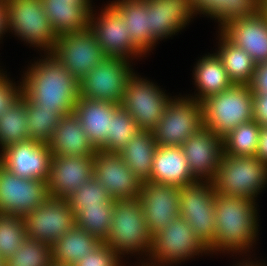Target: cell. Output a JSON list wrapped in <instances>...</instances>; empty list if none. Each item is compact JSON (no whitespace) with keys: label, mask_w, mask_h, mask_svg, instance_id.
Masks as SVG:
<instances>
[{"label":"cell","mask_w":267,"mask_h":266,"mask_svg":"<svg viewBox=\"0 0 267 266\" xmlns=\"http://www.w3.org/2000/svg\"><path fill=\"white\" fill-rule=\"evenodd\" d=\"M26 71L22 95L32 104L53 109L60 117L74 112L79 98V81L55 58L47 53Z\"/></svg>","instance_id":"6da1fadb"},{"label":"cell","mask_w":267,"mask_h":266,"mask_svg":"<svg viewBox=\"0 0 267 266\" xmlns=\"http://www.w3.org/2000/svg\"><path fill=\"white\" fill-rule=\"evenodd\" d=\"M256 202L247 197L216 193L215 223L216 236L208 248L211 252L248 251L256 241L258 218Z\"/></svg>","instance_id":"7a4b0ae2"},{"label":"cell","mask_w":267,"mask_h":266,"mask_svg":"<svg viewBox=\"0 0 267 266\" xmlns=\"http://www.w3.org/2000/svg\"><path fill=\"white\" fill-rule=\"evenodd\" d=\"M201 105L203 126L223 138L241 123L253 120L254 94L250 85L233 84Z\"/></svg>","instance_id":"3957f363"},{"label":"cell","mask_w":267,"mask_h":266,"mask_svg":"<svg viewBox=\"0 0 267 266\" xmlns=\"http://www.w3.org/2000/svg\"><path fill=\"white\" fill-rule=\"evenodd\" d=\"M215 192L255 198L267 183V164L255 156H231L223 154L212 181Z\"/></svg>","instance_id":"277c9868"},{"label":"cell","mask_w":267,"mask_h":266,"mask_svg":"<svg viewBox=\"0 0 267 266\" xmlns=\"http://www.w3.org/2000/svg\"><path fill=\"white\" fill-rule=\"evenodd\" d=\"M119 255L148 252L152 236L149 234L141 202L138 198L115 200L114 212L107 238L103 241Z\"/></svg>","instance_id":"5b68a950"},{"label":"cell","mask_w":267,"mask_h":266,"mask_svg":"<svg viewBox=\"0 0 267 266\" xmlns=\"http://www.w3.org/2000/svg\"><path fill=\"white\" fill-rule=\"evenodd\" d=\"M7 30L51 53L58 38L44 11L42 0H6Z\"/></svg>","instance_id":"8992f818"},{"label":"cell","mask_w":267,"mask_h":266,"mask_svg":"<svg viewBox=\"0 0 267 266\" xmlns=\"http://www.w3.org/2000/svg\"><path fill=\"white\" fill-rule=\"evenodd\" d=\"M215 196L213 183L209 181L180 187V217L187 221L207 248L214 243L216 236Z\"/></svg>","instance_id":"52a82bcc"},{"label":"cell","mask_w":267,"mask_h":266,"mask_svg":"<svg viewBox=\"0 0 267 266\" xmlns=\"http://www.w3.org/2000/svg\"><path fill=\"white\" fill-rule=\"evenodd\" d=\"M207 251L209 253L208 248L192 231L187 221L179 216L166 229L152 236L151 251L148 255L149 257L151 256V259H149L151 264L149 262L148 265L146 262L142 265L167 266V264L171 265V263H181L186 258L189 259V257L191 258L203 252L207 253Z\"/></svg>","instance_id":"ba28073f"},{"label":"cell","mask_w":267,"mask_h":266,"mask_svg":"<svg viewBox=\"0 0 267 266\" xmlns=\"http://www.w3.org/2000/svg\"><path fill=\"white\" fill-rule=\"evenodd\" d=\"M202 127L201 102L186 96L168 102L153 133L158 146H181Z\"/></svg>","instance_id":"9c48e42d"},{"label":"cell","mask_w":267,"mask_h":266,"mask_svg":"<svg viewBox=\"0 0 267 266\" xmlns=\"http://www.w3.org/2000/svg\"><path fill=\"white\" fill-rule=\"evenodd\" d=\"M130 66L123 58L105 57L79 81V96L121 104L133 75Z\"/></svg>","instance_id":"30bf717a"},{"label":"cell","mask_w":267,"mask_h":266,"mask_svg":"<svg viewBox=\"0 0 267 266\" xmlns=\"http://www.w3.org/2000/svg\"><path fill=\"white\" fill-rule=\"evenodd\" d=\"M171 100L152 82L137 77L128 79L121 106L130 114L140 130L153 131Z\"/></svg>","instance_id":"8fae6325"},{"label":"cell","mask_w":267,"mask_h":266,"mask_svg":"<svg viewBox=\"0 0 267 266\" xmlns=\"http://www.w3.org/2000/svg\"><path fill=\"white\" fill-rule=\"evenodd\" d=\"M51 53L78 81L105 58L90 28L58 36Z\"/></svg>","instance_id":"7c38bea8"},{"label":"cell","mask_w":267,"mask_h":266,"mask_svg":"<svg viewBox=\"0 0 267 266\" xmlns=\"http://www.w3.org/2000/svg\"><path fill=\"white\" fill-rule=\"evenodd\" d=\"M48 197L47 181L18 177L0 164V214L25 217Z\"/></svg>","instance_id":"4fadbf2b"},{"label":"cell","mask_w":267,"mask_h":266,"mask_svg":"<svg viewBox=\"0 0 267 266\" xmlns=\"http://www.w3.org/2000/svg\"><path fill=\"white\" fill-rule=\"evenodd\" d=\"M24 219L28 238L50 245L76 226L74 211L66 200L54 197H48Z\"/></svg>","instance_id":"5bb4252c"},{"label":"cell","mask_w":267,"mask_h":266,"mask_svg":"<svg viewBox=\"0 0 267 266\" xmlns=\"http://www.w3.org/2000/svg\"><path fill=\"white\" fill-rule=\"evenodd\" d=\"M90 15L89 28L94 33L105 57L123 58L142 56V52L133 44L130 32L120 14L110 5H106L96 18ZM94 22V23H93ZM131 55V56H130Z\"/></svg>","instance_id":"9a60e30c"},{"label":"cell","mask_w":267,"mask_h":266,"mask_svg":"<svg viewBox=\"0 0 267 266\" xmlns=\"http://www.w3.org/2000/svg\"><path fill=\"white\" fill-rule=\"evenodd\" d=\"M52 157L47 143L27 140L2 149L0 164L18 177L47 181Z\"/></svg>","instance_id":"2e32d148"},{"label":"cell","mask_w":267,"mask_h":266,"mask_svg":"<svg viewBox=\"0 0 267 266\" xmlns=\"http://www.w3.org/2000/svg\"><path fill=\"white\" fill-rule=\"evenodd\" d=\"M138 199L151 236L180 216V187L144 181Z\"/></svg>","instance_id":"e0dca14e"},{"label":"cell","mask_w":267,"mask_h":266,"mask_svg":"<svg viewBox=\"0 0 267 266\" xmlns=\"http://www.w3.org/2000/svg\"><path fill=\"white\" fill-rule=\"evenodd\" d=\"M93 175L112 199L139 198L143 182L134 175L118 153L97 150L94 155Z\"/></svg>","instance_id":"ac0fdd59"},{"label":"cell","mask_w":267,"mask_h":266,"mask_svg":"<svg viewBox=\"0 0 267 266\" xmlns=\"http://www.w3.org/2000/svg\"><path fill=\"white\" fill-rule=\"evenodd\" d=\"M181 148L193 177L197 181L205 179V181L212 182L223 155V138L203 126L193 136H190Z\"/></svg>","instance_id":"d6986e66"},{"label":"cell","mask_w":267,"mask_h":266,"mask_svg":"<svg viewBox=\"0 0 267 266\" xmlns=\"http://www.w3.org/2000/svg\"><path fill=\"white\" fill-rule=\"evenodd\" d=\"M94 156H53L47 180L49 197L65 199L92 176Z\"/></svg>","instance_id":"ffe728a7"},{"label":"cell","mask_w":267,"mask_h":266,"mask_svg":"<svg viewBox=\"0 0 267 266\" xmlns=\"http://www.w3.org/2000/svg\"><path fill=\"white\" fill-rule=\"evenodd\" d=\"M220 31L229 42L249 53L256 64L267 62V17L261 11L234 20Z\"/></svg>","instance_id":"44dd1931"},{"label":"cell","mask_w":267,"mask_h":266,"mask_svg":"<svg viewBox=\"0 0 267 266\" xmlns=\"http://www.w3.org/2000/svg\"><path fill=\"white\" fill-rule=\"evenodd\" d=\"M194 14L191 0H147L149 33L156 41L182 30Z\"/></svg>","instance_id":"7402d4cb"},{"label":"cell","mask_w":267,"mask_h":266,"mask_svg":"<svg viewBox=\"0 0 267 266\" xmlns=\"http://www.w3.org/2000/svg\"><path fill=\"white\" fill-rule=\"evenodd\" d=\"M120 106L121 104L110 101L79 96L74 114L78 117L89 141L96 150H101L106 145L111 120H113L114 112Z\"/></svg>","instance_id":"603a6c76"},{"label":"cell","mask_w":267,"mask_h":266,"mask_svg":"<svg viewBox=\"0 0 267 266\" xmlns=\"http://www.w3.org/2000/svg\"><path fill=\"white\" fill-rule=\"evenodd\" d=\"M149 181L176 187L197 182L181 146H157Z\"/></svg>","instance_id":"cb8c5ba5"},{"label":"cell","mask_w":267,"mask_h":266,"mask_svg":"<svg viewBox=\"0 0 267 266\" xmlns=\"http://www.w3.org/2000/svg\"><path fill=\"white\" fill-rule=\"evenodd\" d=\"M47 144L53 156H94L97 152L74 112L60 118Z\"/></svg>","instance_id":"d4e9b609"},{"label":"cell","mask_w":267,"mask_h":266,"mask_svg":"<svg viewBox=\"0 0 267 266\" xmlns=\"http://www.w3.org/2000/svg\"><path fill=\"white\" fill-rule=\"evenodd\" d=\"M42 4L57 36L89 28L93 8L90 2L42 0Z\"/></svg>","instance_id":"484cf974"},{"label":"cell","mask_w":267,"mask_h":266,"mask_svg":"<svg viewBox=\"0 0 267 266\" xmlns=\"http://www.w3.org/2000/svg\"><path fill=\"white\" fill-rule=\"evenodd\" d=\"M123 18L133 44L145 54L156 44L149 33L147 0H116L110 4Z\"/></svg>","instance_id":"4316f807"},{"label":"cell","mask_w":267,"mask_h":266,"mask_svg":"<svg viewBox=\"0 0 267 266\" xmlns=\"http://www.w3.org/2000/svg\"><path fill=\"white\" fill-rule=\"evenodd\" d=\"M157 146L153 131L139 129L118 154L140 181H149Z\"/></svg>","instance_id":"83f0119b"},{"label":"cell","mask_w":267,"mask_h":266,"mask_svg":"<svg viewBox=\"0 0 267 266\" xmlns=\"http://www.w3.org/2000/svg\"><path fill=\"white\" fill-rule=\"evenodd\" d=\"M193 74L199 93L195 97H191L198 102H202L211 95L223 92L233 85L216 53L202 57L197 62Z\"/></svg>","instance_id":"f1b7e54d"},{"label":"cell","mask_w":267,"mask_h":266,"mask_svg":"<svg viewBox=\"0 0 267 266\" xmlns=\"http://www.w3.org/2000/svg\"><path fill=\"white\" fill-rule=\"evenodd\" d=\"M100 242L95 236L75 226L51 245L52 262L73 266L87 257Z\"/></svg>","instance_id":"f546056e"},{"label":"cell","mask_w":267,"mask_h":266,"mask_svg":"<svg viewBox=\"0 0 267 266\" xmlns=\"http://www.w3.org/2000/svg\"><path fill=\"white\" fill-rule=\"evenodd\" d=\"M220 45L217 56L221 59L223 66L233 84L249 85L257 64L253 58L242 48L233 45L221 33Z\"/></svg>","instance_id":"4dcf8cb0"},{"label":"cell","mask_w":267,"mask_h":266,"mask_svg":"<svg viewBox=\"0 0 267 266\" xmlns=\"http://www.w3.org/2000/svg\"><path fill=\"white\" fill-rule=\"evenodd\" d=\"M30 140L26 113V98L22 95L0 116L1 148Z\"/></svg>","instance_id":"1f68e13d"},{"label":"cell","mask_w":267,"mask_h":266,"mask_svg":"<svg viewBox=\"0 0 267 266\" xmlns=\"http://www.w3.org/2000/svg\"><path fill=\"white\" fill-rule=\"evenodd\" d=\"M261 0H206L201 12L218 19L220 29L234 20L249 18L260 11Z\"/></svg>","instance_id":"d6a6232c"},{"label":"cell","mask_w":267,"mask_h":266,"mask_svg":"<svg viewBox=\"0 0 267 266\" xmlns=\"http://www.w3.org/2000/svg\"><path fill=\"white\" fill-rule=\"evenodd\" d=\"M261 125L255 121L241 123L223 137V154L231 156H255Z\"/></svg>","instance_id":"836d02e7"},{"label":"cell","mask_w":267,"mask_h":266,"mask_svg":"<svg viewBox=\"0 0 267 266\" xmlns=\"http://www.w3.org/2000/svg\"><path fill=\"white\" fill-rule=\"evenodd\" d=\"M115 200L101 206L85 207L76 217V227L85 230L103 242L109 233Z\"/></svg>","instance_id":"e575fe53"},{"label":"cell","mask_w":267,"mask_h":266,"mask_svg":"<svg viewBox=\"0 0 267 266\" xmlns=\"http://www.w3.org/2000/svg\"><path fill=\"white\" fill-rule=\"evenodd\" d=\"M26 113L30 140L48 143L61 117L53 109L42 108V105L32 104L28 99Z\"/></svg>","instance_id":"d590c367"},{"label":"cell","mask_w":267,"mask_h":266,"mask_svg":"<svg viewBox=\"0 0 267 266\" xmlns=\"http://www.w3.org/2000/svg\"><path fill=\"white\" fill-rule=\"evenodd\" d=\"M139 131L130 114L120 106L111 120L106 145L100 150L106 153H118Z\"/></svg>","instance_id":"8d00e7d4"},{"label":"cell","mask_w":267,"mask_h":266,"mask_svg":"<svg viewBox=\"0 0 267 266\" xmlns=\"http://www.w3.org/2000/svg\"><path fill=\"white\" fill-rule=\"evenodd\" d=\"M28 238L23 216L0 214V256L14 255Z\"/></svg>","instance_id":"74e56055"},{"label":"cell","mask_w":267,"mask_h":266,"mask_svg":"<svg viewBox=\"0 0 267 266\" xmlns=\"http://www.w3.org/2000/svg\"><path fill=\"white\" fill-rule=\"evenodd\" d=\"M111 199L109 193L94 175L65 198L69 207L74 211L75 218L85 210V207L101 206V203H108Z\"/></svg>","instance_id":"f35d334b"},{"label":"cell","mask_w":267,"mask_h":266,"mask_svg":"<svg viewBox=\"0 0 267 266\" xmlns=\"http://www.w3.org/2000/svg\"><path fill=\"white\" fill-rule=\"evenodd\" d=\"M51 245L29 238L5 260V266H51Z\"/></svg>","instance_id":"ab89813d"},{"label":"cell","mask_w":267,"mask_h":266,"mask_svg":"<svg viewBox=\"0 0 267 266\" xmlns=\"http://www.w3.org/2000/svg\"><path fill=\"white\" fill-rule=\"evenodd\" d=\"M120 256L115 249L105 242H100L96 248L88 253L73 266H122Z\"/></svg>","instance_id":"60d3db41"},{"label":"cell","mask_w":267,"mask_h":266,"mask_svg":"<svg viewBox=\"0 0 267 266\" xmlns=\"http://www.w3.org/2000/svg\"><path fill=\"white\" fill-rule=\"evenodd\" d=\"M0 71V116L22 96V84L16 87Z\"/></svg>","instance_id":"b9f144b4"},{"label":"cell","mask_w":267,"mask_h":266,"mask_svg":"<svg viewBox=\"0 0 267 266\" xmlns=\"http://www.w3.org/2000/svg\"><path fill=\"white\" fill-rule=\"evenodd\" d=\"M249 85L253 94H267V62L257 64Z\"/></svg>","instance_id":"7bdbcfd3"},{"label":"cell","mask_w":267,"mask_h":266,"mask_svg":"<svg viewBox=\"0 0 267 266\" xmlns=\"http://www.w3.org/2000/svg\"><path fill=\"white\" fill-rule=\"evenodd\" d=\"M253 120L267 125V94H254Z\"/></svg>","instance_id":"ee69618b"},{"label":"cell","mask_w":267,"mask_h":266,"mask_svg":"<svg viewBox=\"0 0 267 266\" xmlns=\"http://www.w3.org/2000/svg\"><path fill=\"white\" fill-rule=\"evenodd\" d=\"M255 157L267 164V125H261L258 147Z\"/></svg>","instance_id":"f6af8a7d"},{"label":"cell","mask_w":267,"mask_h":266,"mask_svg":"<svg viewBox=\"0 0 267 266\" xmlns=\"http://www.w3.org/2000/svg\"><path fill=\"white\" fill-rule=\"evenodd\" d=\"M7 9L6 0H0V38L7 32Z\"/></svg>","instance_id":"bcb514c9"},{"label":"cell","mask_w":267,"mask_h":266,"mask_svg":"<svg viewBox=\"0 0 267 266\" xmlns=\"http://www.w3.org/2000/svg\"><path fill=\"white\" fill-rule=\"evenodd\" d=\"M193 3L196 13H201L206 8V0H191Z\"/></svg>","instance_id":"7dc6e473"},{"label":"cell","mask_w":267,"mask_h":266,"mask_svg":"<svg viewBox=\"0 0 267 266\" xmlns=\"http://www.w3.org/2000/svg\"><path fill=\"white\" fill-rule=\"evenodd\" d=\"M260 11L267 17V0H261Z\"/></svg>","instance_id":"c3c4849f"},{"label":"cell","mask_w":267,"mask_h":266,"mask_svg":"<svg viewBox=\"0 0 267 266\" xmlns=\"http://www.w3.org/2000/svg\"><path fill=\"white\" fill-rule=\"evenodd\" d=\"M248 262H246V263L243 262L244 264L243 263H240V265H238V266H266L265 263H264V265H262V263L261 264H258V263L254 264V263H252V261L251 262L248 261Z\"/></svg>","instance_id":"681fc988"},{"label":"cell","mask_w":267,"mask_h":266,"mask_svg":"<svg viewBox=\"0 0 267 266\" xmlns=\"http://www.w3.org/2000/svg\"><path fill=\"white\" fill-rule=\"evenodd\" d=\"M0 266H5V260L0 256Z\"/></svg>","instance_id":"f907efd6"},{"label":"cell","mask_w":267,"mask_h":266,"mask_svg":"<svg viewBox=\"0 0 267 266\" xmlns=\"http://www.w3.org/2000/svg\"><path fill=\"white\" fill-rule=\"evenodd\" d=\"M51 266H69V265H60V264H57V263L52 262L51 263Z\"/></svg>","instance_id":"816d5d0a"},{"label":"cell","mask_w":267,"mask_h":266,"mask_svg":"<svg viewBox=\"0 0 267 266\" xmlns=\"http://www.w3.org/2000/svg\"><path fill=\"white\" fill-rule=\"evenodd\" d=\"M67 1H84V2H91L90 0H67Z\"/></svg>","instance_id":"f5cc1de1"}]
</instances>
